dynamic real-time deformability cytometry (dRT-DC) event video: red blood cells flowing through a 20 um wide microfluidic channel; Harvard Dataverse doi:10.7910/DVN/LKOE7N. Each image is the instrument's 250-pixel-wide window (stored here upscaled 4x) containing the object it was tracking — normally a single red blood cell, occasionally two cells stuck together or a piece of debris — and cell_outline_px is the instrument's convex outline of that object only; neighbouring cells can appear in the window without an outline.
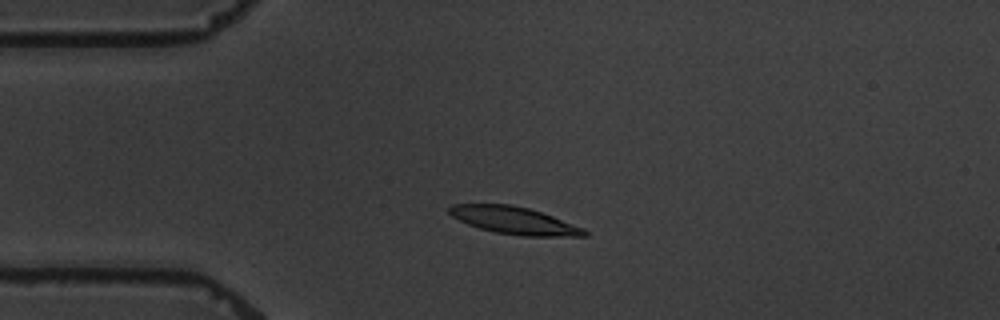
{"species": "common noctule bat (a hibernating species)", "species_latin": "Nyctalus noctula", "temperature_condition": "warm", "stored_images_in_passage": 3, "camera_frame_rate_fps": 3000, "um_per_image_px": 0.085, "animal": {"sex": "male", "body_mass_g": 19.5, "forearm_length_mm": 54.6}, "frame": {"image": 1, "passage_image": 2, "time_ms": 1.333, "image_size_px": [1000, 320], "cell_outline_px": [[588, 236], [524, 236], [496, 232], [480, 228], [468, 224], [452, 216], [448, 212], [448, 208], [452, 204], [512, 204], [528, 208], [552, 216], [584, 228], [588, 232]], "centroid_in_image_um": [43.71, 18.73], "position_along_channel_um": 41.3, "area_um2": 21.33}}